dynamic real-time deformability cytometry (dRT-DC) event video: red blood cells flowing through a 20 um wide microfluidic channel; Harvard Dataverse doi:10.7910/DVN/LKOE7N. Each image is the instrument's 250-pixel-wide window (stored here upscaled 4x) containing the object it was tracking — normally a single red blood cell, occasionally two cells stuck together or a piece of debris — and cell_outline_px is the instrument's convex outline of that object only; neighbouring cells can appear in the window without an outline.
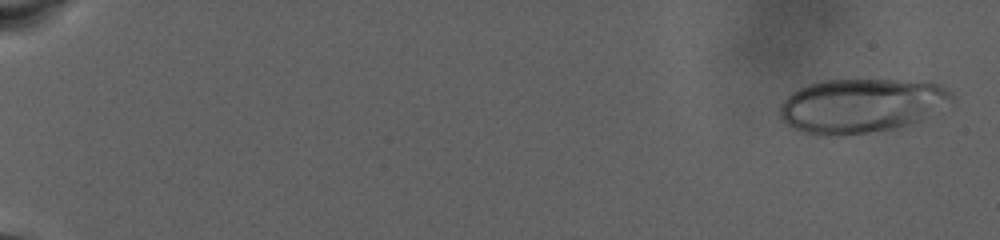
{"species": "human", "species_latin": "Homo sapiens", "temperature_condition": "warm", "stored_images_in_passage": 81, "camera_frame_rate_fps": 3000, "um_per_image_px": 0.085, "donor": {"sex": "male"}, "frame": {"image": 1, "passage_image": 3, "time_ms": 0.667, "image_size_px": [1000, 240], "cell_outline_px": [[952, 100], [920, 120], [896, 128], [840, 136], [820, 136], [804, 132], [792, 128], [780, 116], [780, 104], [792, 92], [800, 88], [812, 84], [828, 80], [896, 80], [940, 84], [952, 92]], "centroid_in_image_um": [73.17, 8.99], "position_along_channel_um": 11.8, "area_um2": 53.7}}
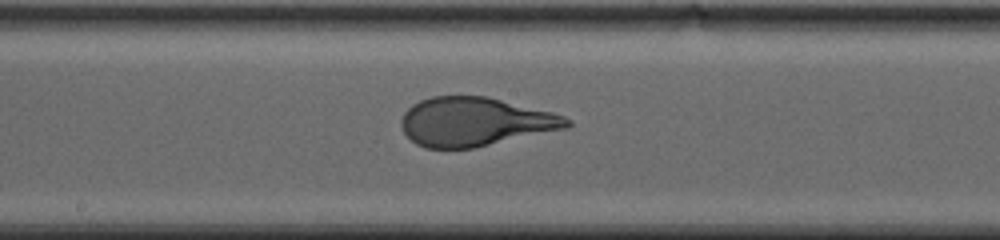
{"frame": {"image": 2, "passage_image": 48, "time_ms": 15.667, "image_size_px": [1000, 240], "cell_outline_px": [[572, 124], [568, 128], [472, 148], [424, 148], [416, 144], [404, 132], [400, 124], [400, 120], [404, 112], [412, 104], [420, 100], [432, 96], [488, 96], [552, 112], [564, 116], [572, 120]], "centroid_in_image_um": [40.37, 10.34], "position_along_channel_um": 207.8, "area_um2": 47.16}}
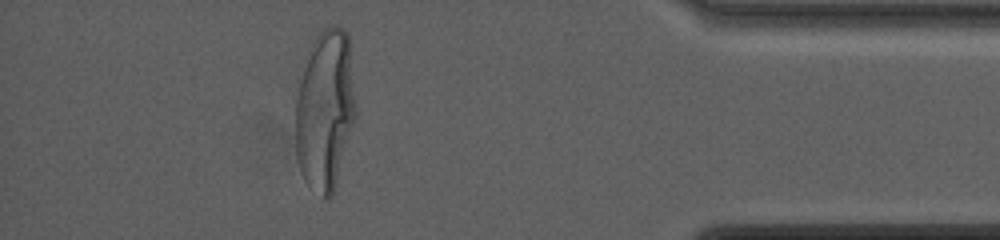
{"frame": {"image": 3, "passage_image": 74, "time_ms": 24.333, "image_size_px": [1000, 240], "cell_outline_px": [[356, 116], [332, 196], [328, 200], [324, 200], [308, 188], [300, 172], [296, 156], [296, 100], [300, 80], [308, 48], [312, 40], [324, 28], [332, 24], [336, 24], [344, 28], [348, 32], [356, 108]], "centroid_in_image_um": [27.63, 9.35], "position_along_channel_um": 407.6, "area_um2": 56.99}, "authors_computed_cell_mechanics": {"area_um2": 49.7658, "velocity_mm_per_s": 2.6707, "shape_relaxation_time_tau1_ms": 7.0155, "shape_relaxation_time_tau2_ms": null, "deformation_change_tau1": 0.2671, "deformation_change_tau2": null}}